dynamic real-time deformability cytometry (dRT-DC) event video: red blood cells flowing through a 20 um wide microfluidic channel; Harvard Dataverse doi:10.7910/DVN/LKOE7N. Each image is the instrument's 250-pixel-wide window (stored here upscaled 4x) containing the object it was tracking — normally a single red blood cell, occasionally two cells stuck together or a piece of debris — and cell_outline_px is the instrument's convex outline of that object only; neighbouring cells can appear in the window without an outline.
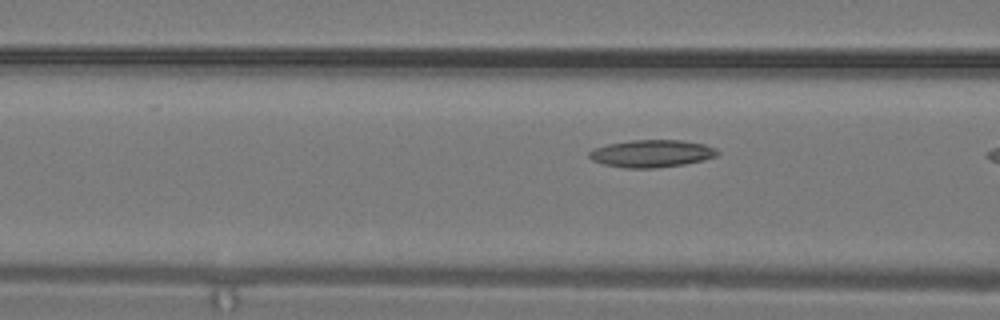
{"species": "common noctule bat (a hibernating species)", "species_latin": "Nyctalus noctula", "temperature_condition": "warm", "stored_images_in_passage": 4, "camera_frame_rate_fps": 3000, "um_per_image_px": 0.085, "animal": {"sex": "male", "body_mass_g": 19.2, "forearm_length_mm": 51.8}, "frame": {"image": 1, "passage_image": 3, "time_ms": 0.667, "image_size_px": [1000, 320], "cell_outline_px": [[720, 152], [716, 156], [704, 160], [684, 164], [656, 168], [624, 168], [604, 164], [592, 160], [588, 156], [588, 152], [592, 148], [608, 144], [632, 140], [680, 140], [704, 144], [716, 148]], "centroid_in_image_um": [55.38, 13.05], "position_along_channel_um": 111.2, "area_um2": 20.58}}
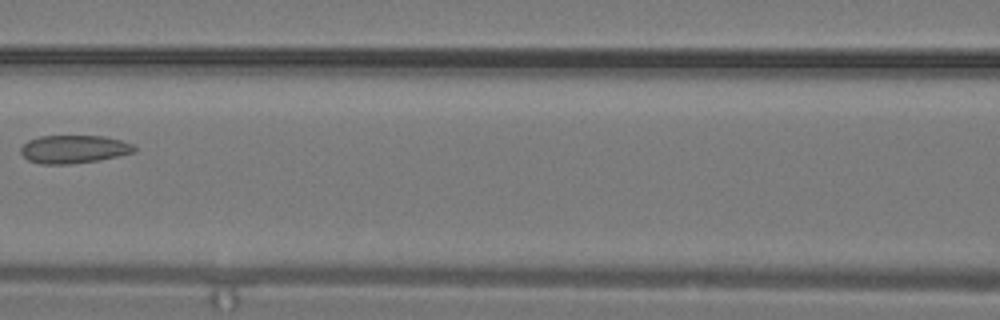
{"frame": {"image": 2, "passage_image": 4, "time_ms": 1.0, "image_size_px": [1000, 320], "cell_outline_px": [[136, 152], [100, 160], [68, 164], [40, 164], [28, 160], [20, 152], [20, 148], [28, 140], [40, 136], [104, 136], [120, 140], [132, 144], [136, 148]], "centroid_in_image_um": [6.27, 12.68], "position_along_channel_um": 160.3, "area_um2": 18.61}}